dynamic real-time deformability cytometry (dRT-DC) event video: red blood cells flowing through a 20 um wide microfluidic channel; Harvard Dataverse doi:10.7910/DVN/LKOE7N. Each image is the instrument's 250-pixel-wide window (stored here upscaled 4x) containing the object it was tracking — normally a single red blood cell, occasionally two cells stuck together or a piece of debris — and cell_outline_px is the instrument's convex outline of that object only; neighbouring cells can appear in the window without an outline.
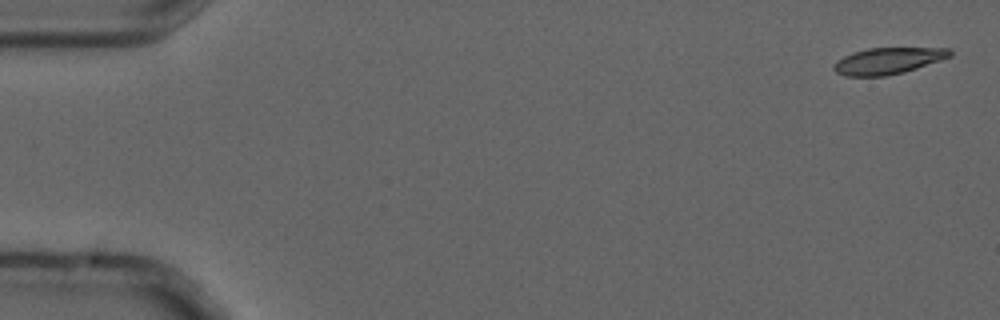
{"species": "common noctule bat (a hibernating species)", "species_latin": "Nyctalus noctula", "temperature_condition": "cold", "stored_images_in_passage": 4, "camera_frame_rate_fps": 3000, "um_per_image_px": 0.085, "animal": {"sex": "male", "forearm_length_mm": 52.5}, "frame": {"image": 1, "passage_image": 1, "time_ms": 0.0, "image_size_px": [1000, 320], "cell_outline_px": [[952, 56], [904, 72], [884, 76], [844, 76], [836, 72], [832, 68], [836, 60], [852, 52], [868, 48], [952, 48]], "centroid_in_image_um": [75.46, 5.17], "position_along_channel_um": 9.5, "area_um2": 17.92}}
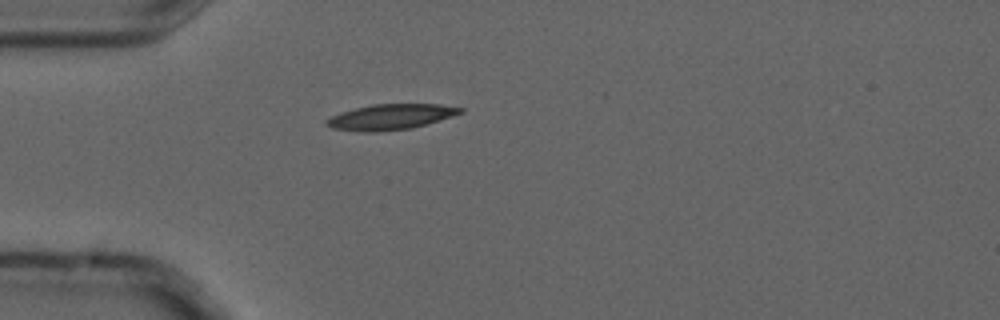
{"frame": {"image": 2, "passage_image": 4, "time_ms": 1.0, "image_size_px": [1000, 320], "cell_outline_px": [[464, 112], [412, 128], [376, 132], [364, 132], [332, 128], [324, 124], [324, 120], [340, 112], [372, 104], [440, 104], [464, 108]], "centroid_in_image_um": [33.17, 9.93], "position_along_channel_um": 51.8, "area_um2": 19.83}}